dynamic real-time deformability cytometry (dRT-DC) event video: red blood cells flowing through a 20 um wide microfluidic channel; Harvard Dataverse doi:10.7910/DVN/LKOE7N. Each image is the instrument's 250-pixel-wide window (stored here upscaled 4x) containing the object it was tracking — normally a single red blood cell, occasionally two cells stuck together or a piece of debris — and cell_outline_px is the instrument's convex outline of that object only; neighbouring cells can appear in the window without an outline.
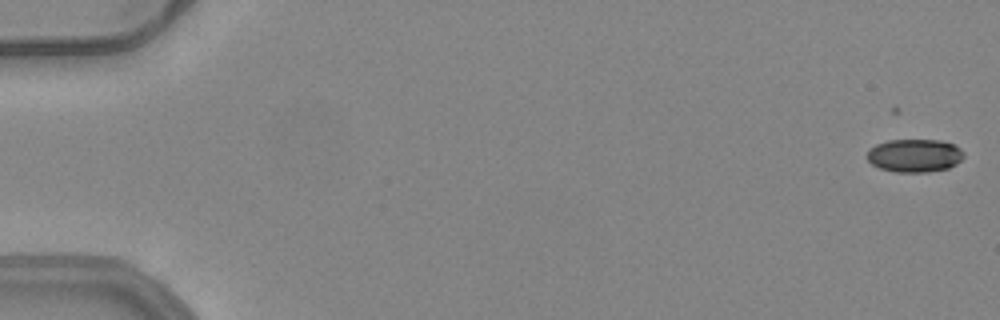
{"species": "common noctule bat (a hibernating species)", "species_latin": "Nyctalus noctula", "temperature_condition": "warm", "stored_images_in_passage": 54, "camera_frame_rate_fps": 3000, "um_per_image_px": 0.085, "animal": {"sex": "female", "body_mass_g": 24.6, "forearm_length_mm": 56.2}, "frame": {"image": 1, "passage_image": 2, "time_ms": 0.333, "image_size_px": [1000, 320], "cell_outline_px": [[964, 156], [956, 164], [948, 168], [928, 172], [896, 172], [880, 168], [872, 164], [868, 160], [868, 148], [876, 144], [888, 140], [940, 140], [952, 144], [960, 148], [964, 152]], "centroid_in_image_um": [77.73, 13.22], "position_along_channel_um": 7.3, "area_um2": 18.67}}
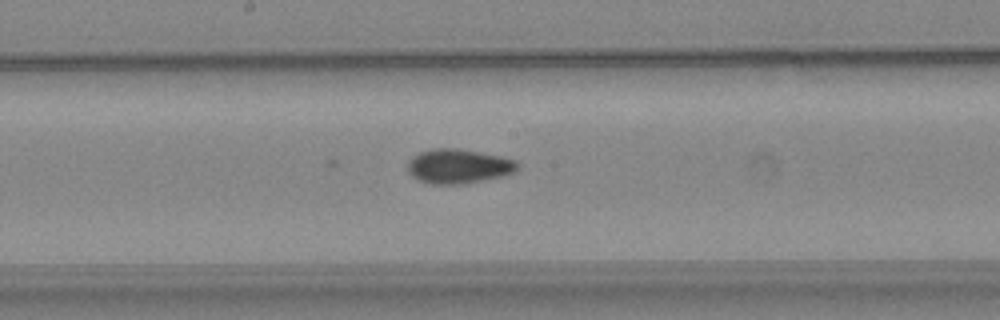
{"frame": {"image": 2, "passage_image": 30, "time_ms": 9.667, "image_size_px": [1000, 320], "cell_outline_px": [[520, 164], [516, 172], [504, 176], [460, 184], [432, 184], [420, 180], [412, 176], [408, 172], [408, 160], [412, 156], [420, 152], [432, 148], [456, 148], [500, 156], [516, 160]], "centroid_in_image_um": [38.98, 14.12], "position_along_channel_um": 209.2, "area_um2": 22.08}}
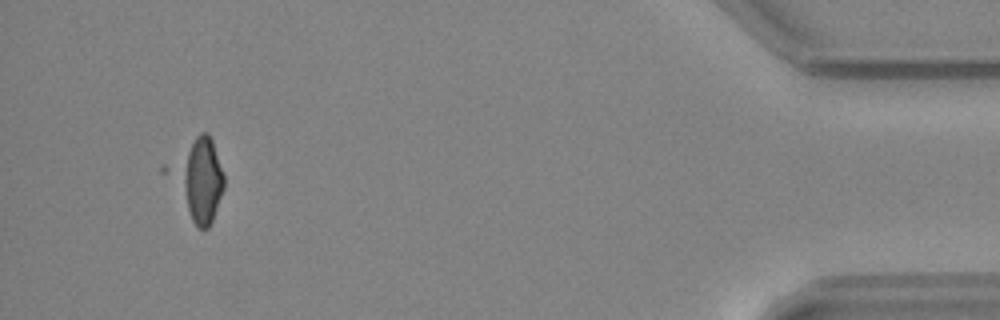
{"frame": {"image": 3, "passage_image": 51, "time_ms": 16.667, "image_size_px": [1000, 320], "cell_outline_px": [[224, 188], [212, 220], [208, 228], [200, 228], [192, 220], [188, 208], [184, 184], [184, 176], [188, 152], [196, 136], [200, 132], [208, 132], [212, 140], [224, 176]], "centroid_in_image_um": [17.27, 15.33], "position_along_channel_um": 417.9, "area_um2": 19.94}}